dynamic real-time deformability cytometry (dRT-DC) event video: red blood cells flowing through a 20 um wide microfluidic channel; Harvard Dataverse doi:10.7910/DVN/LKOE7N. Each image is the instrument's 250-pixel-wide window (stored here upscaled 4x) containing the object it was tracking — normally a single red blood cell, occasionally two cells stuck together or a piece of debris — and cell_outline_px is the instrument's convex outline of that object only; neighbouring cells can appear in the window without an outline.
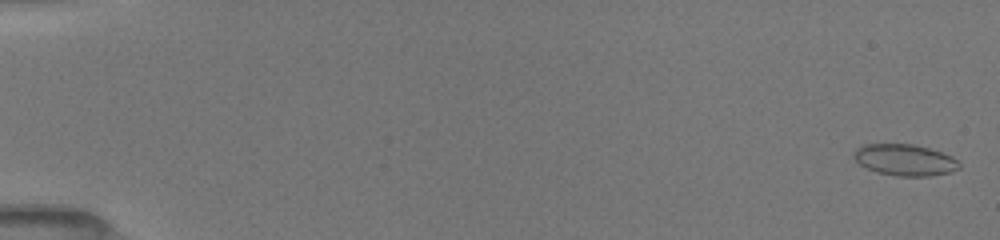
{"species": "common noctule bat (a hibernating species)", "species_latin": "Nyctalus noctula", "temperature_condition": "room temperature", "stored_images_in_passage": 37, "camera_frame_rate_fps": 3000, "um_per_image_px": 0.085, "animal": {"sex": "female", "body_mass_g": 19.5, "forearm_length_mm": 54.1}, "frame": {"image": 1, "passage_image": 2, "time_ms": 0.333, "image_size_px": [1000, 240], "cell_outline_px": [[960, 168], [952, 172], [932, 176], [896, 176], [876, 172], [860, 164], [852, 156], [852, 152], [860, 144], [912, 144], [928, 148], [952, 156], [960, 164]], "centroid_in_image_um": [76.89, 13.6], "position_along_channel_um": 8.1, "area_um2": 19.42}}
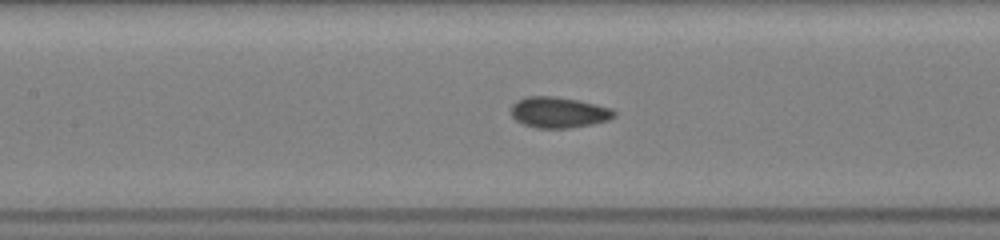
{"frame": {"image": 2, "passage_image": 24, "time_ms": 8.333, "image_size_px": [1000, 240], "cell_outline_px": [[616, 116], [608, 120], [592, 124], [568, 128], [536, 128], [524, 124], [516, 120], [512, 116], [512, 104], [516, 100], [524, 96], [552, 96], [576, 100], [596, 104], [612, 108], [616, 112]], "centroid_in_image_um": [47.49, 9.55], "position_along_channel_um": 159.9, "area_um2": 18.55}}
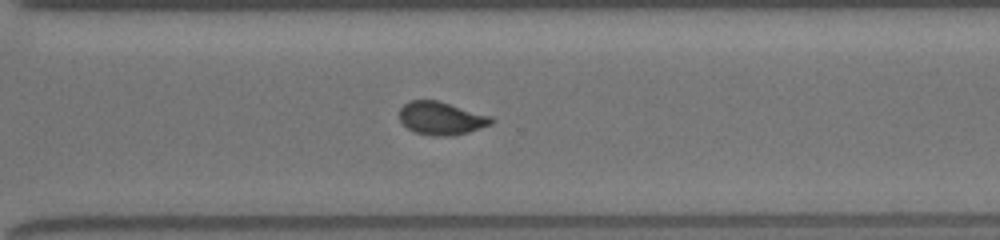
{"frame": {"image": 3, "passage_image": 37, "time_ms": 12.667, "image_size_px": [1000, 240], "cell_outline_px": [[496, 120], [492, 124], [468, 132], [448, 136], [432, 136], [416, 132], [408, 128], [400, 120], [400, 108], [408, 100], [440, 100], [492, 116]], "centroid_in_image_um": [37.54, 10.03], "position_along_channel_um": 333.1, "area_um2": 17.86}}